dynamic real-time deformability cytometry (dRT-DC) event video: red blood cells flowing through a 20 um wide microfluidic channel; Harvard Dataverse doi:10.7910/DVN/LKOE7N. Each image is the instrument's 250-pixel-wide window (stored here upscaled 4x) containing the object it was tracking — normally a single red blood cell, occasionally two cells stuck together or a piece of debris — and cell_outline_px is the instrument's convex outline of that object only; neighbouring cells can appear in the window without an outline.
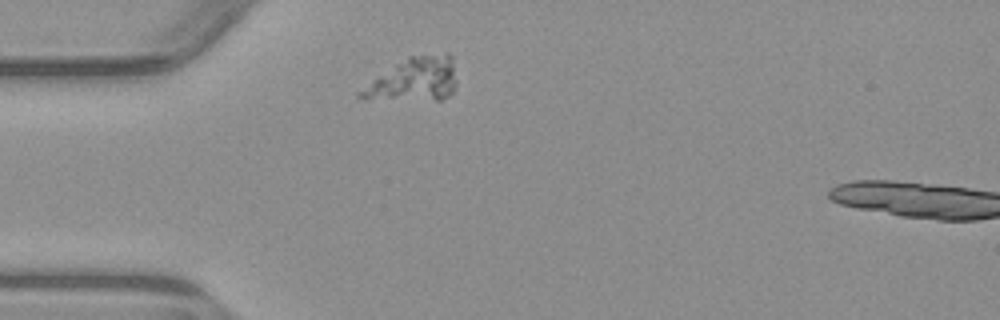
{"species": "common noctule bat (a hibernating species)", "species_latin": "Nyctalus noctula", "temperature_condition": "warm", "stored_images_in_passage": 2, "camera_frame_rate_fps": 3000, "um_per_image_px": 0.085, "animal": {"sex": "male", "body_mass_g": 23.1, "forearm_length_mm": 52.7}, "frame": {"image": 1, "passage_image": 1, "time_ms": 0.0, "image_size_px": [1000, 320], "cell_outline_px": [[456, 84], [452, 92], [448, 96], [440, 100], [364, 100], [356, 96], [356, 92], [372, 80], [408, 56], [448, 52], [452, 56], [456, 80]], "centroid_in_image_um": [35.18, 6.78], "position_along_channel_um": 49.8, "area_um2": 24.74}}